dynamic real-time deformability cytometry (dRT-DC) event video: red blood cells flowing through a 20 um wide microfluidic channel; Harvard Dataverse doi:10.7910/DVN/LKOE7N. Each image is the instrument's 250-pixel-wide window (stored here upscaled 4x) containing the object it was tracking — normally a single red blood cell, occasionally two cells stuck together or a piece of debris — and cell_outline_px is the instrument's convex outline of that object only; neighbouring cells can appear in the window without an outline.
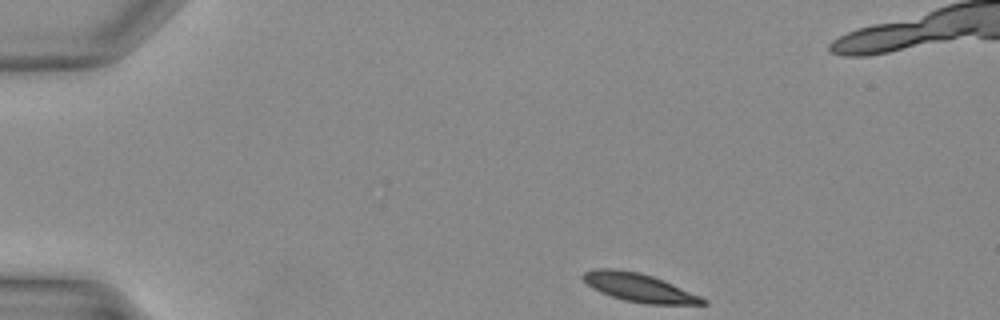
{"species": "Egyptian fruit bat (a non-hibernating species)", "species_latin": "Rousettus aegyptiacus", "temperature_condition": "warm", "stored_images_in_passage": 25, "camera_frame_rate_fps": 3000, "um_per_image_px": 0.085, "animal": {"sex": "female"}, "frame": {"image": 1, "passage_image": 1, "time_ms": 0.0, "image_size_px": [1000, 320], "cell_outline_px": [[708, 304], [648, 304], [624, 300], [600, 292], [592, 288], [580, 276], [584, 272], [596, 268], [616, 268], [640, 272], [664, 280], [700, 296], [708, 300]], "centroid_in_image_um": [54.3, 24.43], "position_along_channel_um": 30.7, "area_um2": 19.83}}
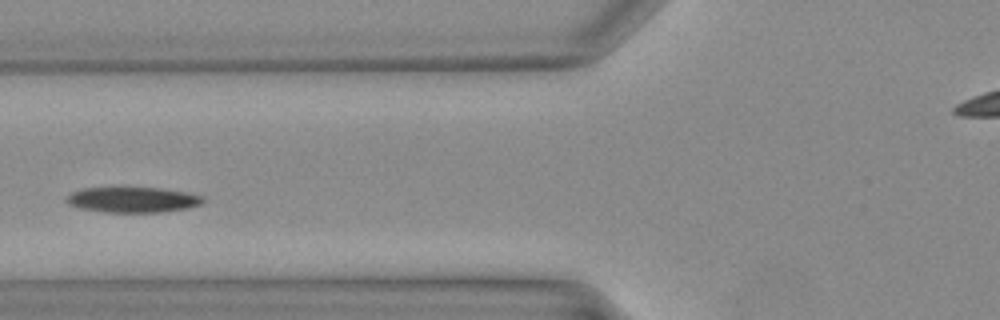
{"frame": {"image": 2, "passage_image": 10, "time_ms": 3.0, "image_size_px": [1000, 320], "cell_outline_px": [[204, 200], [200, 204], [188, 208], [164, 212], [104, 212], [80, 208], [68, 204], [68, 196], [72, 192], [84, 188], [160, 188], [184, 192], [204, 196]], "centroid_in_image_um": [11.31, 16.98], "position_along_channel_um": 114.5, "area_um2": 20.0}}
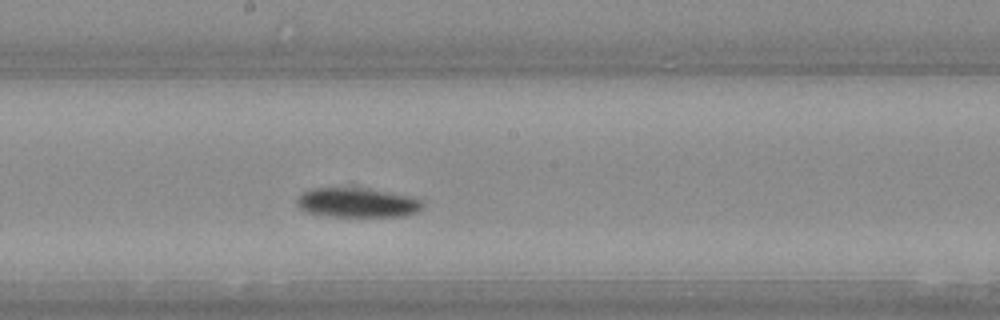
{"frame": {"image": 3, "passage_image": 16, "time_ms": 5.0, "image_size_px": [1000, 320], "cell_outline_px": [[424, 204], [416, 212], [404, 216], [328, 216], [308, 212], [300, 208], [296, 200], [304, 192], [312, 188], [352, 180], [412, 196], [424, 200]], "centroid_in_image_um": [30.39, 17.07], "position_along_channel_um": 217.8, "area_um2": 23.99}}